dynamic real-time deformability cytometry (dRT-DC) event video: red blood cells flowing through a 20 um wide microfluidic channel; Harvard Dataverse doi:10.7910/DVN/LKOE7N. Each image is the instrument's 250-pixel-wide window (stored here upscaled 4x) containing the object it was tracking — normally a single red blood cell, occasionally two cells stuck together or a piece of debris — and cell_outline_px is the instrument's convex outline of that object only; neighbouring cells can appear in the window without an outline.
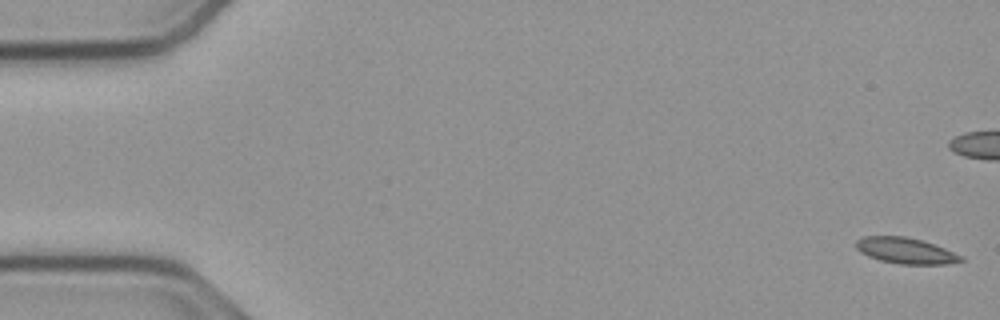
{"species": "common noctule bat (a hibernating species)", "species_latin": "Nyctalus noctula", "temperature_condition": "cold", "stored_images_in_passage": 11, "camera_frame_rate_fps": 3000, "um_per_image_px": 0.085, "animal": {"sex": "male", "body_mass_g": 23.1, "forearm_length_mm": 52.7}, "frame": {"image": 1, "passage_image": 1, "time_ms": 0.0, "image_size_px": [1000, 320], "cell_outline_px": [[964, 260], [948, 264], [900, 264], [880, 260], [868, 256], [860, 252], [856, 248], [856, 240], [864, 236], [904, 236], [920, 240], [944, 248], [964, 256]], "centroid_in_image_um": [76.97, 21.31], "position_along_channel_um": 8.0, "area_um2": 15.78}}